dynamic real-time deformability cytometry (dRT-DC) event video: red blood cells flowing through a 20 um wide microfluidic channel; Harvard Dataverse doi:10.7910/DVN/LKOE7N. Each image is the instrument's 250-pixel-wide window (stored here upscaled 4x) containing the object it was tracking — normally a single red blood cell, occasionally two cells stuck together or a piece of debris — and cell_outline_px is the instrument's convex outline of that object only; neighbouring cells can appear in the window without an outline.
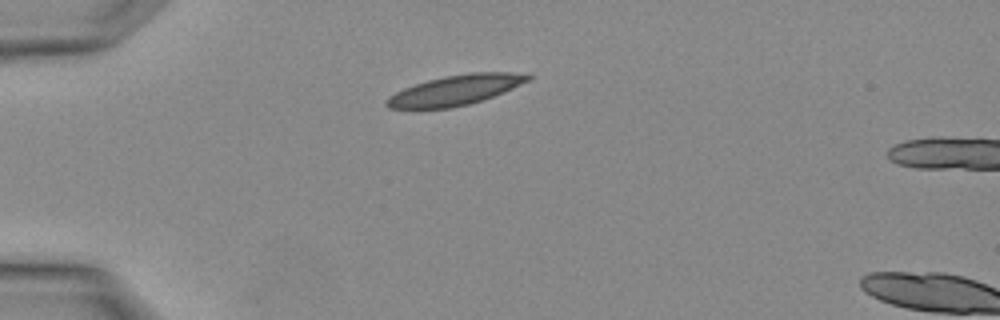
{"species": "Egyptian fruit bat (a non-hibernating species)", "species_latin": "Rousettus aegyptiacus", "temperature_condition": "warm", "stored_images_in_passage": 2, "camera_frame_rate_fps": 3000, "um_per_image_px": 0.085, "animal": {"sex": "female"}, "frame": {"image": 1, "passage_image": 1, "time_ms": 0.0, "image_size_px": [1000, 320], "cell_outline_px": [[532, 76], [528, 80], [512, 88], [484, 100], [468, 104], [448, 108], [388, 108], [384, 104], [384, 100], [388, 96], [404, 88], [428, 80], [444, 76], [472, 72], [528, 72]], "centroid_in_image_um": [38.72, 7.65], "position_along_channel_um": 46.3, "area_um2": 24.68}}